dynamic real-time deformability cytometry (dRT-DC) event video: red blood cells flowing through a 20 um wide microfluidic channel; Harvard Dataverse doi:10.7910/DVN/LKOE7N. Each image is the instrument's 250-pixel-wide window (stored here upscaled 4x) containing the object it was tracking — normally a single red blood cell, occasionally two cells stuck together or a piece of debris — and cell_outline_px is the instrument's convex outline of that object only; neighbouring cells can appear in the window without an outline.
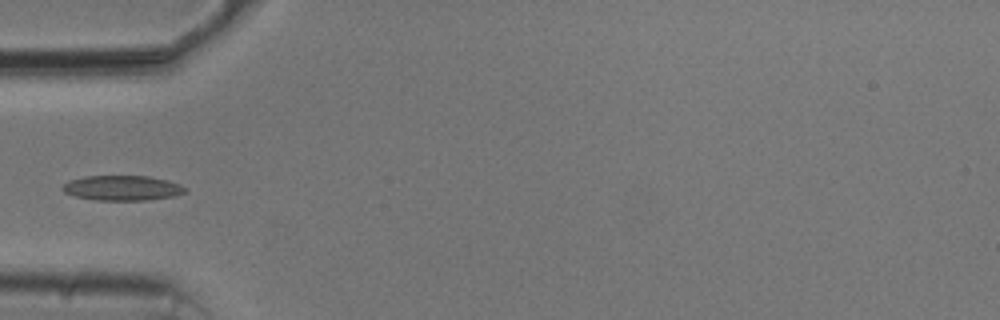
{"species": "common noctule bat (a hibernating species)", "species_latin": "Nyctalus noctula", "temperature_condition": "cold", "stored_images_in_passage": 34, "camera_frame_rate_fps": 3000, "um_per_image_px": 0.085, "animal": {"sex": "male", "body_mass_g": 20.5, "forearm_length_mm": 52.5}, "frame": {"image": 1, "passage_image": 1, "time_ms": 0.0, "image_size_px": [1000, 320], "cell_outline_px": [[180, 192], [164, 196], [136, 200], [108, 200], [80, 196], [68, 192], [64, 188], [64, 184], [76, 180], [92, 176], [140, 176], [164, 180], [180, 188]], "centroid_in_image_um": [10.28, 15.96], "position_along_channel_um": 74.7, "area_um2": 15.78}}
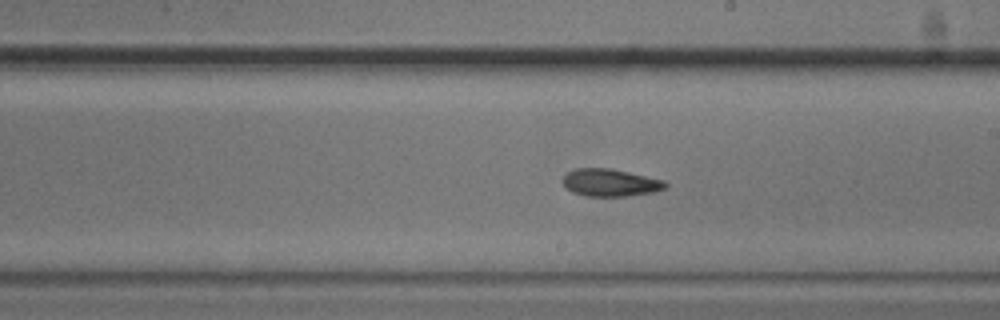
{"frame": {"image": 2, "passage_image": 14, "time_ms": 4.333, "image_size_px": [1000, 320], "cell_outline_px": [[664, 188], [644, 192], [616, 196], [592, 196], [576, 192], [568, 188], [564, 184], [564, 176], [568, 172], [580, 168], [604, 168], [624, 172], [660, 180], [664, 184]], "centroid_in_image_um": [51.75, 15.51], "position_along_channel_um": 237.2, "area_um2": 14.97}}
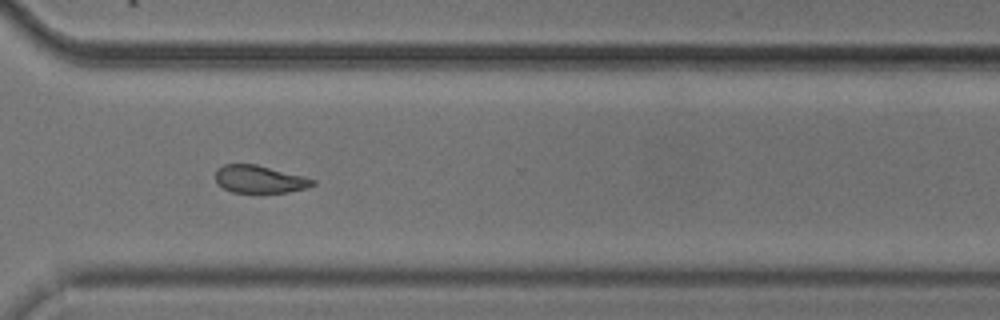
{"frame": {"image": 3, "passage_image": 23, "time_ms": 7.333, "image_size_px": [1000, 320], "cell_outline_px": [[312, 184], [304, 188], [284, 192], [236, 192], [224, 188], [216, 180], [216, 172], [224, 164], [252, 164], [312, 180]], "centroid_in_image_um": [21.94, 15.24], "position_along_channel_um": 348.7, "area_um2": 14.45}}